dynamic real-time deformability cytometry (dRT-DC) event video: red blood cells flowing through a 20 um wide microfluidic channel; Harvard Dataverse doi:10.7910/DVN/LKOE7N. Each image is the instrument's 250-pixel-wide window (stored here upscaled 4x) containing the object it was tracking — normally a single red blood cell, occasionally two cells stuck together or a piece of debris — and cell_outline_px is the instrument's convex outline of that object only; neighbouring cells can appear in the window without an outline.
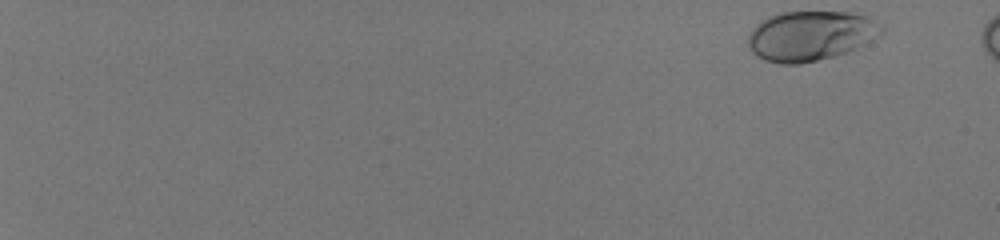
{"species": "human", "species_latin": "Homo sapiens", "temperature_condition": "room temperature", "stored_images_in_passage": 52, "camera_frame_rate_fps": 3000, "um_per_image_px": 0.085, "donor": {"sex": "male"}, "frame": {"image": 1, "passage_image": 1, "time_ms": 0.0, "image_size_px": [1000, 240], "cell_outline_px": [[884, 32], [880, 36], [848, 52], [800, 64], [780, 64], [764, 60], [756, 56], [748, 48], [748, 36], [756, 24], [768, 16], [780, 12], [852, 12], [868, 16], [880, 24], [884, 28]], "centroid_in_image_um": [68.9, 3.04], "position_along_channel_um": 16.1, "area_um2": 39.02}}
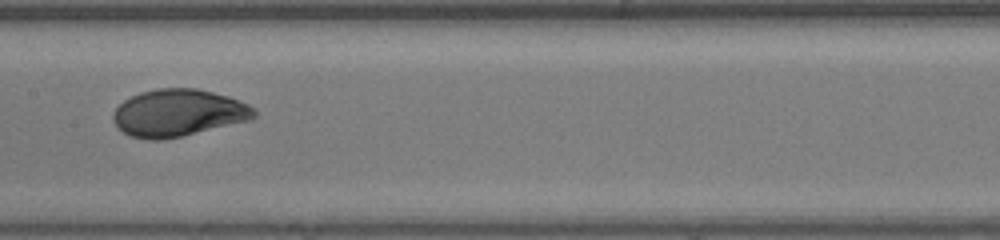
{"frame": {"image": 2, "passage_image": 31, "time_ms": 10.0, "image_size_px": [1000, 240], "cell_outline_px": [[256, 116], [252, 120], [180, 136], [160, 140], [152, 140], [132, 136], [124, 132], [112, 120], [112, 112], [124, 100], [140, 92], [156, 88], [196, 88], [228, 96], [248, 104], [256, 108]], "centroid_in_image_um": [15.17, 9.58], "position_along_channel_um": 192.2, "area_um2": 38.67}}
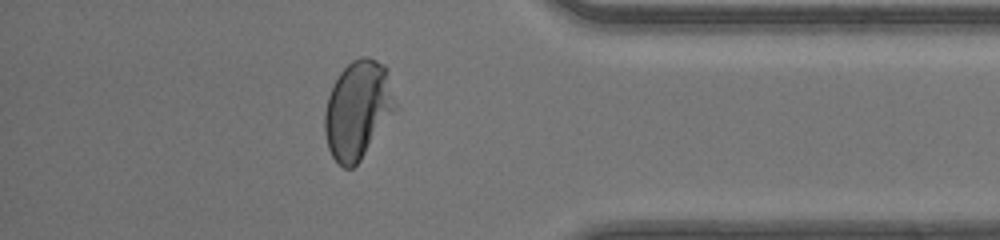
{"frame": {"image": 3, "passage_image": 47, "time_ms": 15.333, "image_size_px": [1000, 240], "cell_outline_px": [[400, 108], [360, 160], [352, 168], [344, 168], [332, 156], [328, 148], [324, 132], [324, 112], [328, 96], [340, 72], [352, 60], [360, 56], [368, 56], [384, 64], [388, 68]], "centroid_in_image_um": [30.48, 9.3], "position_along_channel_um": 404.7, "area_um2": 41.33}, "authors_computed_cell_mechanics": {"area_um2": 38.2636, "velocity_mm_per_s": 4.1849, "shape_relaxation_time_tau1_ms": 2.7973, "shape_relaxation_time_tau2_ms": null, "deformation_change_tau1": 0.1631, "deformation_change_tau2": null}}